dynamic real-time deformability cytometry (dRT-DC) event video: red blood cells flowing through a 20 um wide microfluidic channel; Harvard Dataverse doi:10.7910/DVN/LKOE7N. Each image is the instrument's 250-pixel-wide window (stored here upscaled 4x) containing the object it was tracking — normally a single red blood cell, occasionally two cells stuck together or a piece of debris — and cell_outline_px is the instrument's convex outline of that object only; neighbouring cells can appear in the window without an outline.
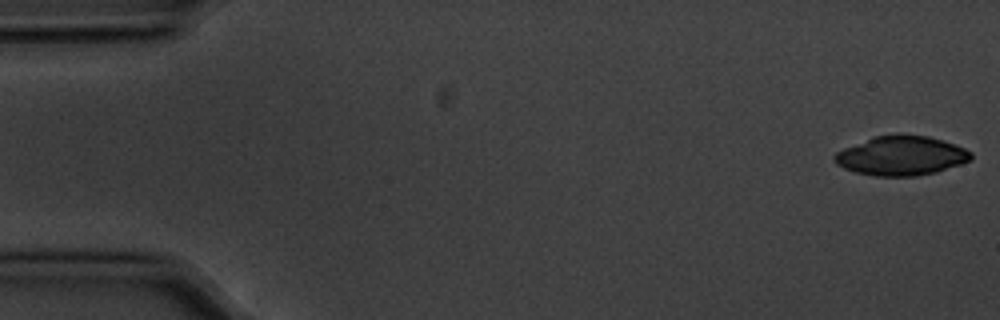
{"species": "common noctule bat (a hibernating species)", "species_latin": "Nyctalus noctula", "temperature_condition": "cold", "stored_images_in_passage": 10, "camera_frame_rate_fps": 3000, "um_per_image_px": 0.085, "animal": {"sex": "male", "body_mass_g": 20.1, "forearm_length_mm": 53.5}, "frame": {"image": 1, "passage_image": 1, "time_ms": 0.0, "image_size_px": [1000, 320], "cell_outline_px": [[972, 160], [936, 172], [916, 176], [876, 176], [856, 172], [844, 168], [836, 164], [832, 160], [832, 156], [836, 152], [844, 148], [872, 136], [896, 132], [900, 132], [928, 136], [944, 140], [964, 148], [972, 152]], "centroid_in_image_um": [76.59, 13.2], "position_along_channel_um": 8.4, "area_um2": 31.91}}